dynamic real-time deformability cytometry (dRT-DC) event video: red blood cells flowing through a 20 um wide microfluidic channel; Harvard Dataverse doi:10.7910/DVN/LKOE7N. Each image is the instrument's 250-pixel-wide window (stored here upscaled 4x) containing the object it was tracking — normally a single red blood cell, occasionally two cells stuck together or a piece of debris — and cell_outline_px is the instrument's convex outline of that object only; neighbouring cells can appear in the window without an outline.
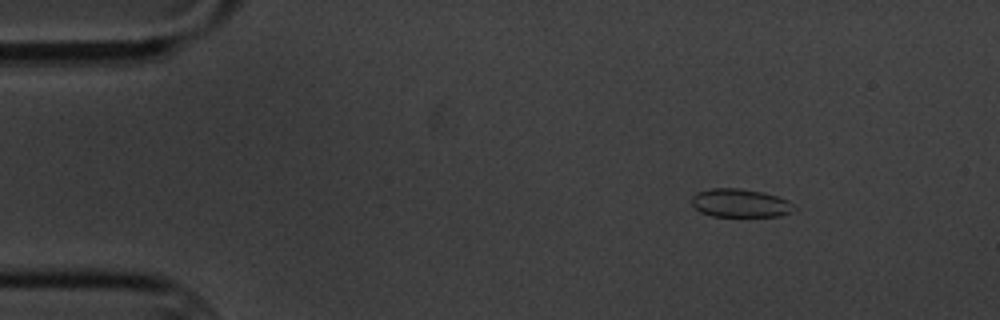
{"species": "common noctule bat (a hibernating species)", "species_latin": "Nyctalus noctula", "temperature_condition": "cold", "stored_images_in_passage": 7, "camera_frame_rate_fps": 3000, "um_per_image_px": 0.085, "animal": {"sex": "male", "body_mass_g": 20.1, "forearm_length_mm": 53.5}, "frame": {"image": 1, "passage_image": 3, "time_ms": 2.333, "image_size_px": [1000, 320], "cell_outline_px": [[796, 208], [792, 212], [780, 216], [712, 216], [700, 212], [692, 204], [692, 196], [696, 192], [712, 188], [740, 188], [764, 192], [788, 200]], "centroid_in_image_um": [62.92, 17.26], "position_along_channel_um": 22.1, "area_um2": 16.99}}
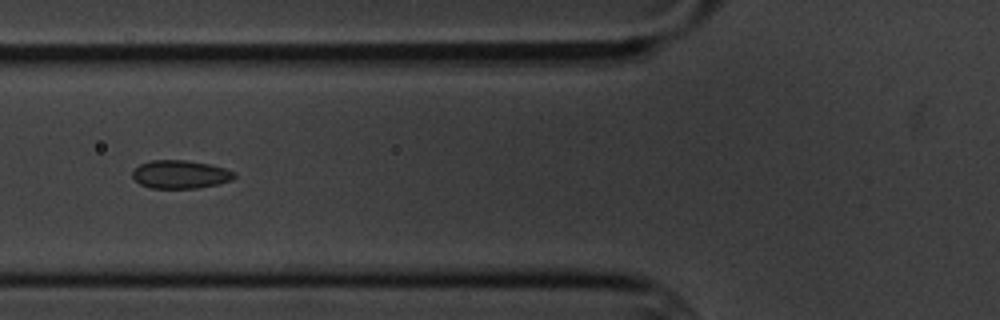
{"frame": {"image": 2, "passage_image": 7, "time_ms": 7.0, "image_size_px": [1000, 320], "cell_outline_px": [[236, 176], [232, 180], [216, 184], [196, 188], [152, 188], [140, 184], [132, 176], [132, 172], [140, 164], [152, 160], [184, 160], [208, 164], [224, 168], [236, 172]], "centroid_in_image_um": [15.33, 14.82], "position_along_channel_um": 110.5, "area_um2": 16.59}}